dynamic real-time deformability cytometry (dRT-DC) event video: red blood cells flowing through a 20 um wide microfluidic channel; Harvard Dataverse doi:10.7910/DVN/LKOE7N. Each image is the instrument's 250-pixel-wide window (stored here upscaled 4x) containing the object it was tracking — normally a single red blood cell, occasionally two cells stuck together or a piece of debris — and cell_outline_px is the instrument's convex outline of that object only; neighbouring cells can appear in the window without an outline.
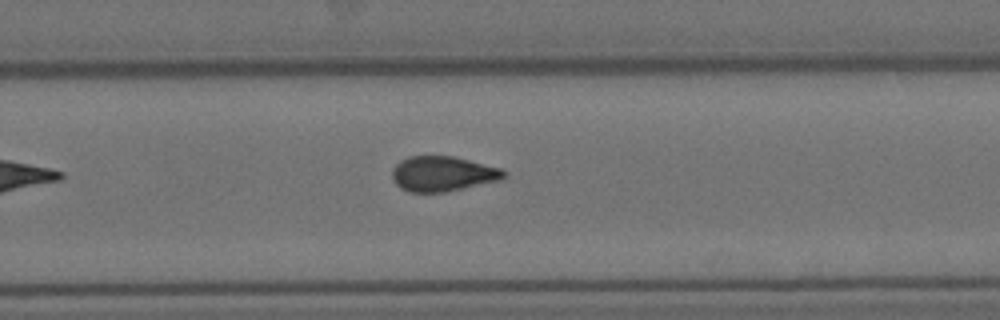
{"species": "Egyptian fruit bat (a non-hibernating species)", "species_latin": "Rousettus aegyptiacus", "temperature_condition": "cold", "stored_images_in_passage": 8, "camera_frame_rate_fps": 3000, "um_per_image_px": 0.085, "animal": {"sex": "female"}, "frame": {"image": 1, "passage_image": 8, "time_ms": 8.667, "image_size_px": [1000, 320], "cell_outline_px": [[508, 172], [504, 180], [444, 192], [408, 192], [400, 188], [392, 180], [392, 168], [400, 160], [408, 156], [452, 156], [500, 168]], "centroid_in_image_um": [37.63, 14.78], "position_along_channel_um": 292.2, "area_um2": 23.06}}